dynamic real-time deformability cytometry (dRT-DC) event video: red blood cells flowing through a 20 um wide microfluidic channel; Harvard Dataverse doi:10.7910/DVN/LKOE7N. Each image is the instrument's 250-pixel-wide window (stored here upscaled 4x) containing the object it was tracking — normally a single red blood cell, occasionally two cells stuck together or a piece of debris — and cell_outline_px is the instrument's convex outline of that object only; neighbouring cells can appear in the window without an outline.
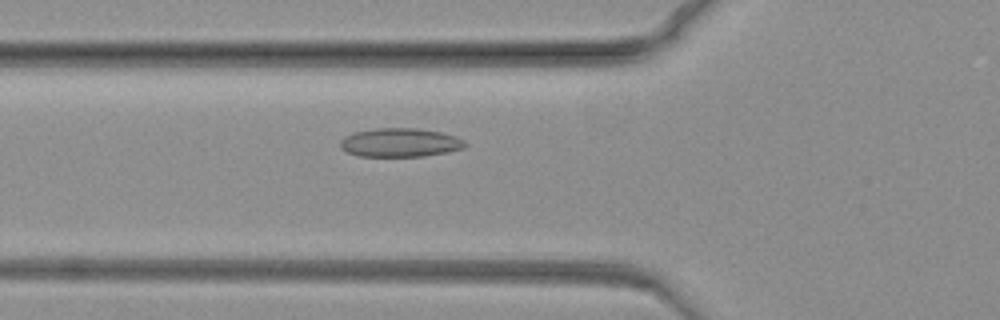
{"species": "common noctule bat (a hibernating species)", "species_latin": "Nyctalus noctula", "temperature_condition": "warm", "stored_images_in_passage": 72, "camera_frame_rate_fps": 3000, "um_per_image_px": 0.085, "animal": {"sex": "female", "body_mass_g": 19.3, "forearm_length_mm": 54.1}, "frame": {"image": 1, "passage_image": 20, "time_ms": 6.333, "image_size_px": [1000, 320], "cell_outline_px": [[468, 144], [464, 148], [448, 152], [424, 156], [360, 156], [348, 152], [340, 148], [340, 140], [344, 136], [352, 132], [376, 128], [416, 128], [440, 132], [456, 136], [464, 140]], "centroid_in_image_um": [34.01, 12.11], "position_along_channel_um": 91.8, "area_um2": 21.04}}
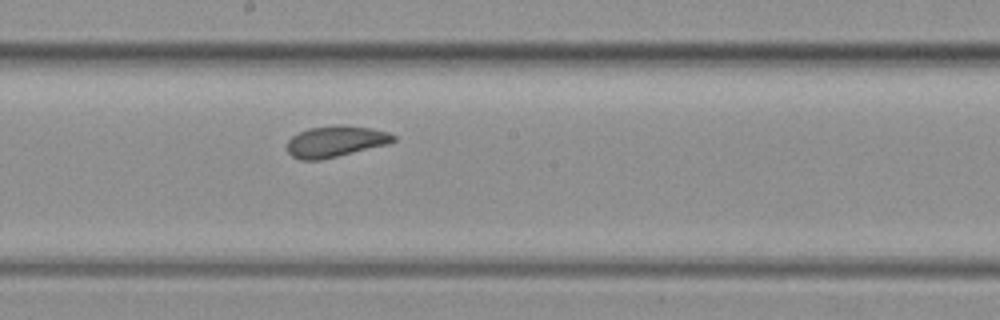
{"frame": {"image": 2, "passage_image": 35, "time_ms": 11.333, "image_size_px": [1000, 320], "cell_outline_px": [[396, 140], [388, 144], [320, 160], [300, 160], [292, 156], [288, 152], [288, 140], [292, 136], [308, 128], [336, 124], [344, 124], [372, 128], [388, 132], [396, 136]], "centroid_in_image_um": [28.53, 12.0], "position_along_channel_um": 219.7, "area_um2": 19.42}}
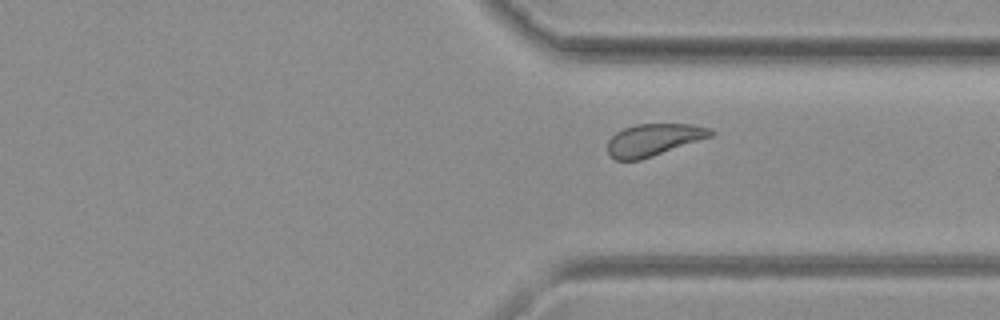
{"frame": {"image": 3, "passage_image": 51, "time_ms": 16.667, "image_size_px": [1000, 320], "cell_outline_px": [[716, 132], [712, 136], [640, 160], [616, 160], [608, 152], [608, 140], [616, 132], [624, 128], [636, 124], [692, 124], [712, 128]], "centroid_in_image_um": [55.58, 11.87], "position_along_channel_um": 355.8, "area_um2": 19.19}}